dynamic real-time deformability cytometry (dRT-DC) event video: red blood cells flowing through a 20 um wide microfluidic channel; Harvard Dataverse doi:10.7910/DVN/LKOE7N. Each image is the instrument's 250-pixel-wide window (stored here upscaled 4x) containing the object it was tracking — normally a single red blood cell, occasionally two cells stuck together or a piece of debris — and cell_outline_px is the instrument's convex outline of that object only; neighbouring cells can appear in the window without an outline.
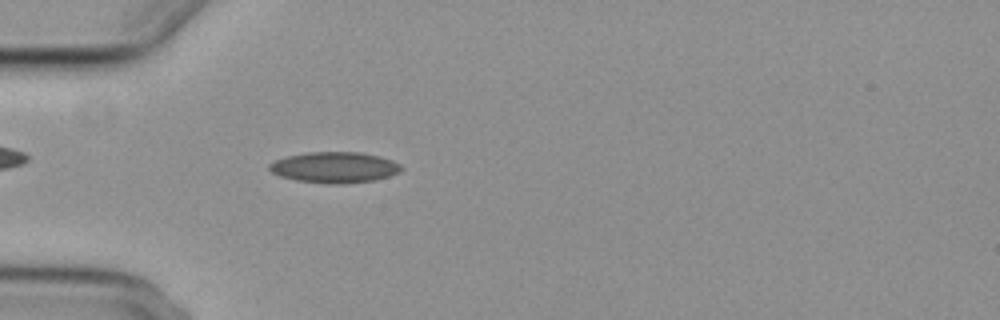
{"species": "common noctule bat (a hibernating species)", "species_latin": "Nyctalus noctula", "temperature_condition": "cold", "stored_images_in_passage": 48, "camera_frame_rate_fps": 3000, "um_per_image_px": 0.085, "animal": {"sex": "female", "body_mass_g": 29.2, "forearm_length_mm": 56.3}, "frame": {"image": 1, "passage_image": 9, "time_ms": 2.667, "image_size_px": [1000, 320], "cell_outline_px": [[404, 168], [400, 172], [388, 176], [372, 180], [344, 184], [328, 184], [296, 180], [280, 176], [272, 172], [268, 168], [268, 164], [276, 160], [288, 156], [308, 152], [360, 152], [380, 156], [392, 160], [400, 164]], "centroid_in_image_um": [28.45, 14.22], "position_along_channel_um": 56.6, "area_um2": 23.76}}
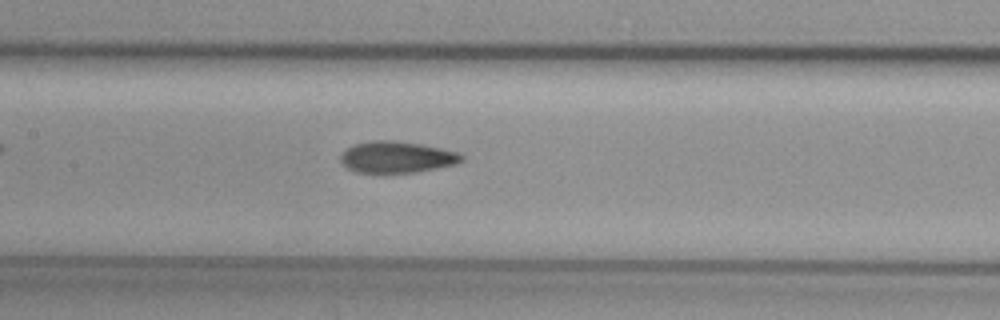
{"frame": {"image": 2, "passage_image": 19, "time_ms": 6.0, "image_size_px": [1000, 320], "cell_outline_px": [[464, 160], [456, 164], [416, 172], [384, 176], [356, 172], [348, 168], [340, 160], [340, 156], [348, 148], [356, 144], [372, 140], [388, 140], [420, 144], [460, 152], [464, 156]], "centroid_in_image_um": [33.73, 13.4], "position_along_channel_um": 173.7, "area_um2": 22.77}}
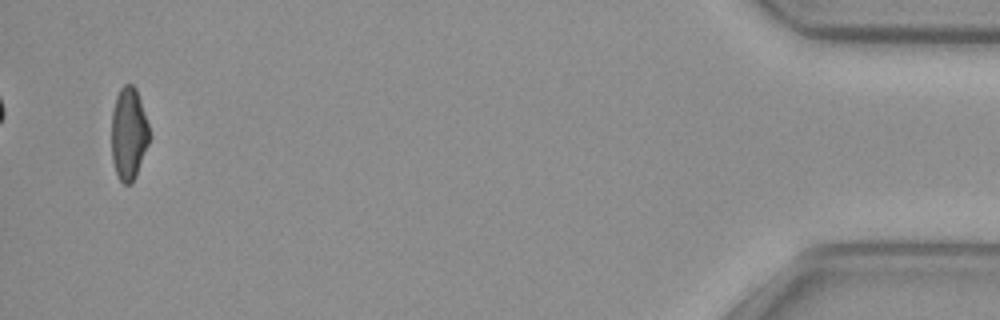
{"frame": {"image": 3, "passage_image": 46, "time_ms": 15.0, "image_size_px": [1000, 320], "cell_outline_px": [[148, 144], [136, 176], [132, 184], [124, 184], [120, 180], [116, 172], [112, 160], [112, 112], [116, 96], [120, 88], [124, 84], [132, 84], [136, 88], [148, 124]], "centroid_in_image_um": [10.92, 11.36], "position_along_channel_um": 424.3, "area_um2": 20.17}, "authors_computed_cell_mechanics": {"area_um2": 22.0507, "velocity_mm_per_s": 3.7242, "shape_relaxation_time_tau1_ms": 11.2263, "shape_relaxation_time_tau2_ms": 4.8809, "deformation_change_tau1": 0.192, "deformation_change_tau2": 0.0985}}